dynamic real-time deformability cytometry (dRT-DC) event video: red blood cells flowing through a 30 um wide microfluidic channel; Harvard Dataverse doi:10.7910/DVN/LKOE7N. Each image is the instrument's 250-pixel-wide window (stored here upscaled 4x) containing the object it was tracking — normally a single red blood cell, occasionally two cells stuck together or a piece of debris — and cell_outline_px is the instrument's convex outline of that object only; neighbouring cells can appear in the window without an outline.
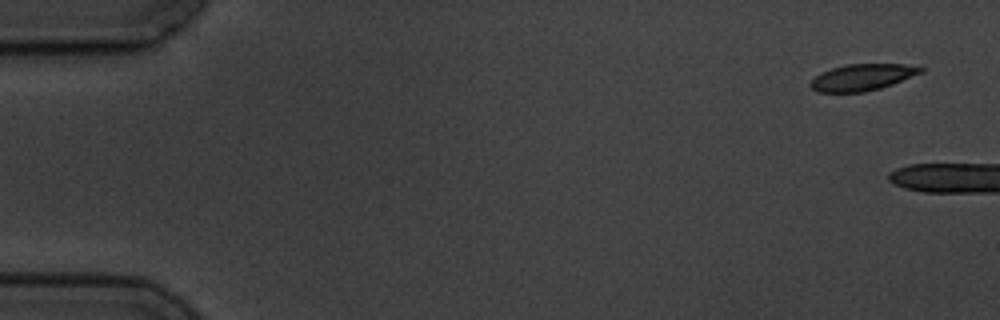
{"species": "common noctule bat (a hibernating species)", "species_latin": "Nyctalus noctula", "temperature_condition": "cold", "stored_images_in_passage": 6, "camera_frame_rate_fps": 3000, "um_per_image_px": 0.085, "animal": {"sex": "male", "body_mass_g": 19.5, "forearm_length_mm": 54.6}, "frame": {"image": 1, "passage_image": 1, "time_ms": 0.0, "image_size_px": [1000, 320], "cell_outline_px": [[924, 72], [892, 84], [880, 88], [864, 92], [816, 92], [808, 84], [816, 76], [832, 68], [848, 64], [904, 64], [924, 68]], "centroid_in_image_um": [73.3, 6.57], "position_along_channel_um": 11.7, "area_um2": 16.88}}